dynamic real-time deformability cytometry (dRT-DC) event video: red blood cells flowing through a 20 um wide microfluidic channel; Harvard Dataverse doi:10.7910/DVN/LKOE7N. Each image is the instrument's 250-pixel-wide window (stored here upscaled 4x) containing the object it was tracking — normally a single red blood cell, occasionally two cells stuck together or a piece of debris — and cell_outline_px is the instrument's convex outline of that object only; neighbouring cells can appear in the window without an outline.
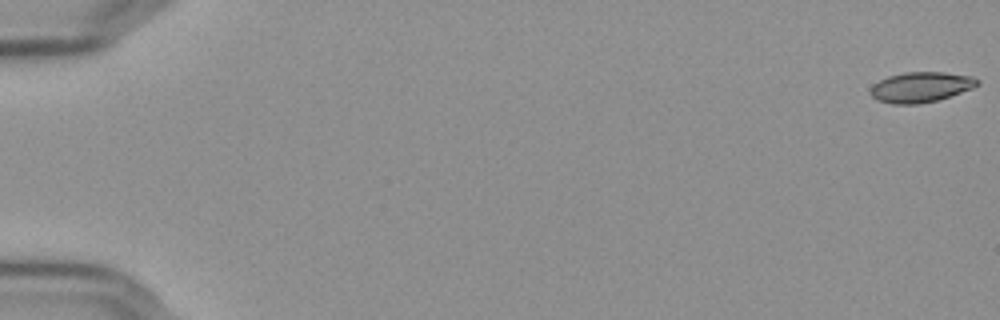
{"species": "Egyptian fruit bat (a non-hibernating species)", "species_latin": "Rousettus aegyptiacus", "temperature_condition": "cold", "stored_images_in_passage": 56, "camera_frame_rate_fps": 3000, "um_per_image_px": 0.085, "frame": {"image": 1, "passage_image": 1, "time_ms": 0.0, "image_size_px": [1000, 320], "cell_outline_px": [[980, 84], [972, 88], [936, 100], [916, 104], [892, 104], [876, 100], [868, 92], [872, 84], [888, 76], [904, 72], [944, 72], [972, 76], [980, 80]], "centroid_in_image_um": [78.23, 7.39], "position_along_channel_um": 6.8, "area_um2": 18.9}}
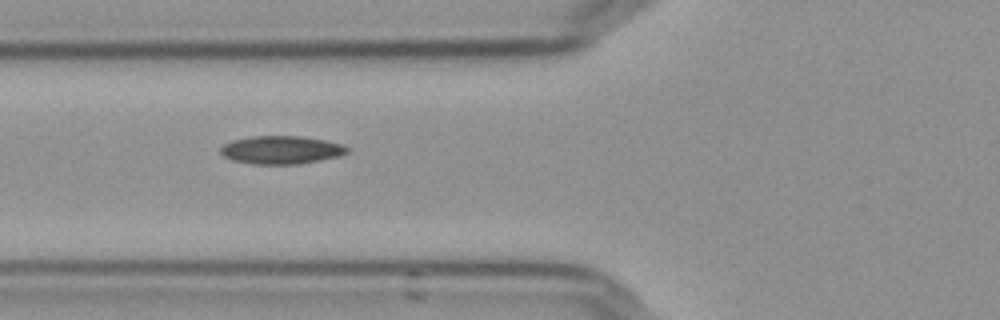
{"frame": {"image": 2, "passage_image": 23, "time_ms": 7.333, "image_size_px": [1000, 320], "cell_outline_px": [[348, 152], [340, 156], [320, 160], [296, 164], [252, 164], [232, 160], [224, 156], [220, 152], [220, 148], [224, 144], [232, 140], [252, 136], [300, 136], [324, 140], [340, 144], [348, 148]], "centroid_in_image_um": [23.88, 12.74], "position_along_channel_um": 101.9, "area_um2": 20.63}}
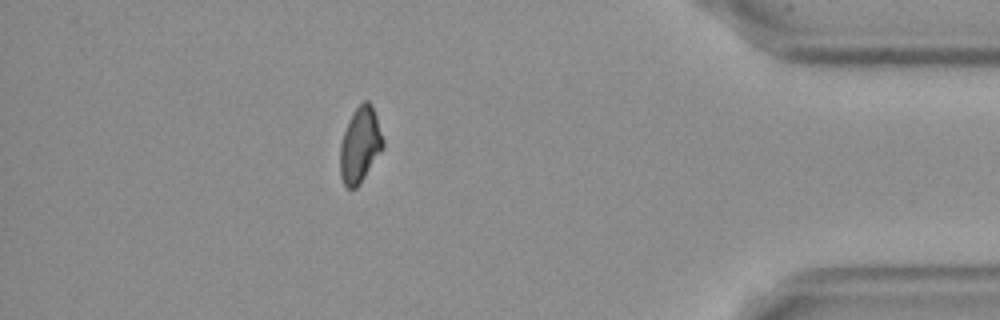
{"frame": {"image": 3, "passage_image": 51, "time_ms": 16.667, "image_size_px": [1000, 320], "cell_outline_px": [[384, 148], [360, 184], [356, 188], [348, 188], [344, 184], [340, 176], [340, 144], [344, 132], [356, 108], [364, 100], [368, 100], [376, 116], [384, 140]], "centroid_in_image_um": [30.61, 12.37], "position_along_channel_um": 404.6, "area_um2": 18.67}}